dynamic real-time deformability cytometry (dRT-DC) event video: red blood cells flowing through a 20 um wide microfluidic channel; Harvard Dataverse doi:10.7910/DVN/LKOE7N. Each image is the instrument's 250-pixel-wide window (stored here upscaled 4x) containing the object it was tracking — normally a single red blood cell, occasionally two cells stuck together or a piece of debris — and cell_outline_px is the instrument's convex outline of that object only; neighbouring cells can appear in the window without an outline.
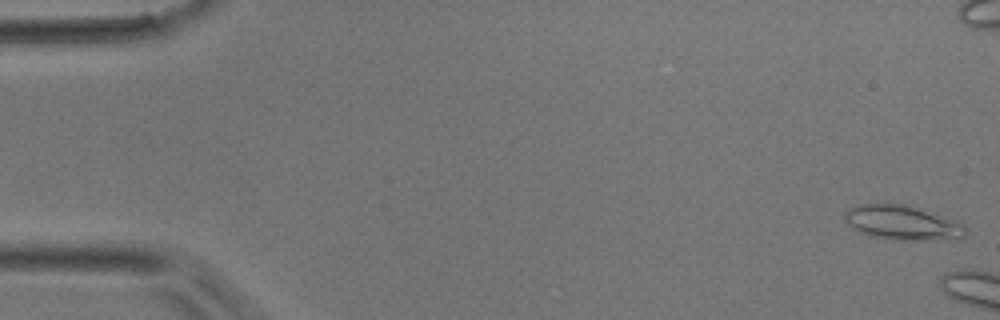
{"species": "common noctule bat (a hibernating species)", "species_latin": "Nyctalus noctula", "temperature_condition": "room temperature", "stored_images_in_passage": 5, "camera_frame_rate_fps": 3000, "um_per_image_px": 0.085, "animal": {"sex": "male", "body_mass_g": 17.9}, "frame": {"image": 1, "passage_image": 1, "time_ms": 0.0, "image_size_px": [1000, 320], "cell_outline_px": [[968, 232], [960, 240], [896, 240], [868, 236], [852, 228], [844, 220], [844, 212], [848, 208], [856, 204], [884, 200], [908, 204], [956, 220]], "centroid_in_image_um": [76.65, 18.89], "position_along_channel_um": 8.3, "area_um2": 25.55}}